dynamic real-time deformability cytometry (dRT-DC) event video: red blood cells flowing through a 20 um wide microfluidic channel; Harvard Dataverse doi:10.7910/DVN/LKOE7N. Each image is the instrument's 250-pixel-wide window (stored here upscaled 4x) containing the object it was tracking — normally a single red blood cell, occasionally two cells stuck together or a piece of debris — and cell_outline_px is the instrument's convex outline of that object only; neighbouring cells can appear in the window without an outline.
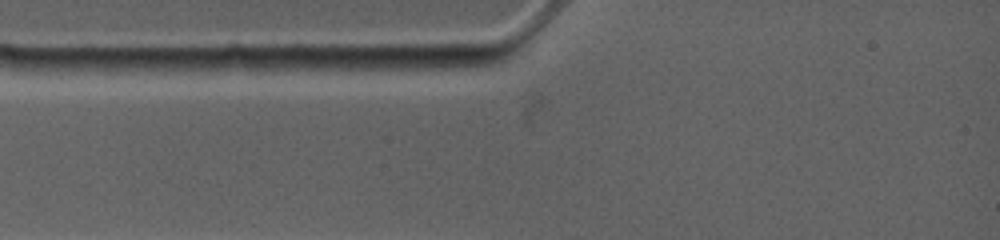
{"species": "common noctule bat (a hibernating species)", "species_latin": "Nyctalus noctula", "temperature_condition": "warm", "stored_images_in_passage": 5, "camera_frame_rate_fps": 4500, "um_per_image_px": 0.085, "animal": {"sex": "female", "body_mass_g": 19.0, "forearm_length_mm": 53.3}, "frame": {"image": 1, "passage_image": 1, "time_ms": 0.0, "image_size_px": [1000, 240], "cell_outline_px": [[500, 60], [488, 64], [464, 68], [416, 72], [364, 68], [372, 56], [488, 56]], "centroid_in_image_um": [36.27, 5.33], "position_along_channel_um": 48.7, "area_um2": 11.85}}